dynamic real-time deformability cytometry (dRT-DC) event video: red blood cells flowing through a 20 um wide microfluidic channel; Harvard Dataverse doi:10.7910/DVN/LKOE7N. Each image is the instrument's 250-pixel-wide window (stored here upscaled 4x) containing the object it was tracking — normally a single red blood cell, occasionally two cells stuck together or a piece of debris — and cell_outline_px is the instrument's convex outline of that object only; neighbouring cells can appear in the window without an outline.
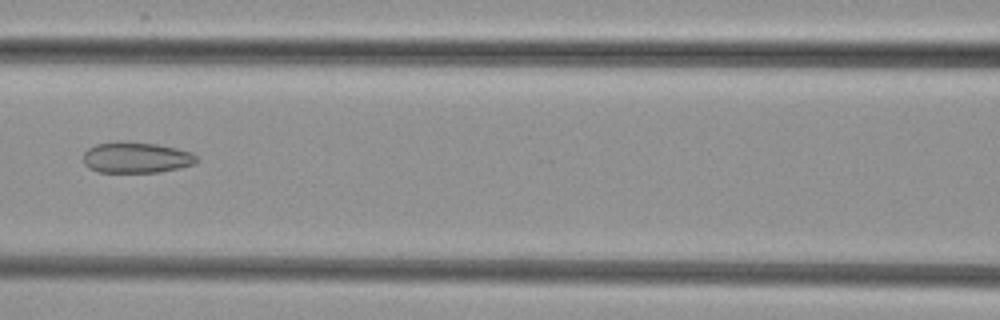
{"species": "common noctule bat (a hibernating species)", "species_latin": "Nyctalus noctula", "temperature_condition": "cold", "stored_images_in_passage": 6, "camera_frame_rate_fps": 3000, "um_per_image_px": 0.085, "animal": {"sex": "female", "body_mass_g": 29.2, "forearm_length_mm": 56.3}, "frame": {"image": 1, "passage_image": 5, "time_ms": 5.0, "image_size_px": [1000, 320], "cell_outline_px": [[196, 160], [192, 164], [180, 168], [156, 172], [96, 172], [88, 168], [84, 164], [84, 152], [88, 148], [96, 144], [116, 140], [156, 144], [176, 148], [192, 152], [196, 156]], "centroid_in_image_um": [11.52, 13.38], "position_along_channel_um": 155.1, "area_um2": 20.52}}
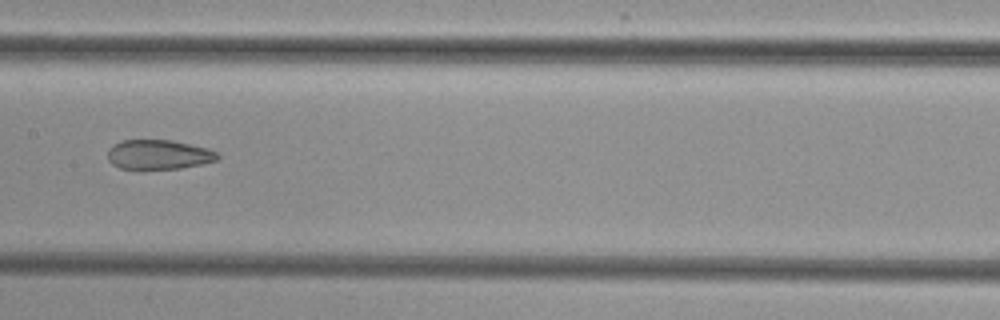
{"frame": {"image": 2, "passage_image": 6, "time_ms": 6.0, "image_size_px": [1000, 320], "cell_outline_px": [[220, 156], [216, 160], [200, 164], [180, 168], [120, 168], [112, 164], [108, 160], [108, 148], [112, 144], [120, 140], [172, 140], [208, 148], [216, 152]], "centroid_in_image_um": [13.45, 13.12], "position_along_channel_um": 193.9, "area_um2": 18.79}}